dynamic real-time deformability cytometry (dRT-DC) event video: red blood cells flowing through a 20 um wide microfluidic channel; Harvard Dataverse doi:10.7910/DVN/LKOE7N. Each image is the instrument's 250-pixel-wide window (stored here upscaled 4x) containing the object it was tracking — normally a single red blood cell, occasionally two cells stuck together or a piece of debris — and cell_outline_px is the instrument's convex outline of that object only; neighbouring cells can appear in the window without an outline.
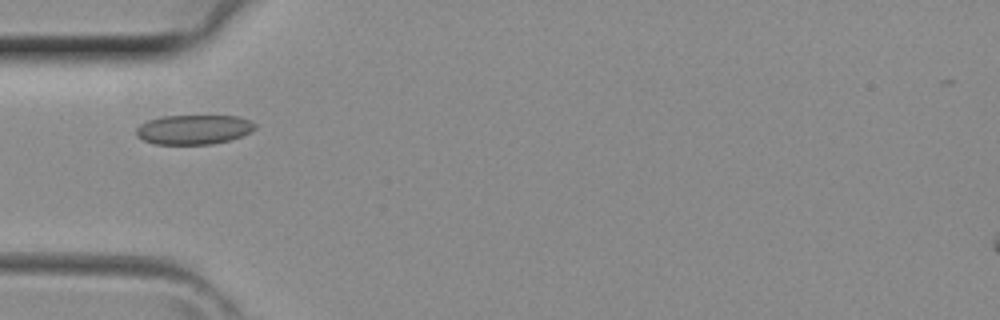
{"species": "common noctule bat (a hibernating species)", "species_latin": "Nyctalus noctula", "temperature_condition": "room temperature", "stored_images_in_passage": 5, "camera_frame_rate_fps": 3000, "um_per_image_px": 0.085, "animal": {"sex": "female", "body_mass_g": 29.2, "forearm_length_mm": 56.3}, "frame": {"image": 1, "passage_image": 4, "time_ms": 1.0, "image_size_px": [1000, 320], "cell_outline_px": [[256, 128], [252, 132], [228, 140], [212, 144], [152, 144], [136, 136], [136, 128], [140, 124], [148, 120], [164, 116], [240, 116], [252, 120], [256, 124]], "centroid_in_image_um": [16.48, 11.0], "position_along_channel_um": 68.5, "area_um2": 20.58}}
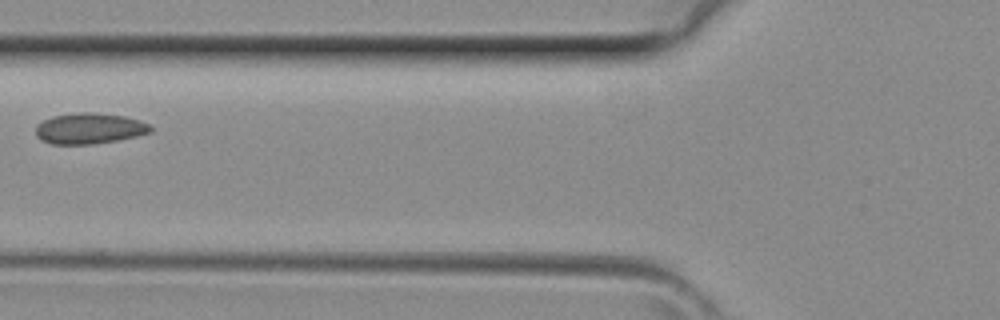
{"frame": {"image": 2, "passage_image": 5, "time_ms": 1.333, "image_size_px": [1000, 320], "cell_outline_px": [[152, 132], [136, 136], [116, 140], [92, 144], [52, 144], [40, 140], [36, 136], [36, 124], [52, 116], [80, 112], [92, 112], [124, 116], [140, 120], [148, 124], [152, 128]], "centroid_in_image_um": [7.58, 10.92], "position_along_channel_um": 118.2, "area_um2": 20.63}}